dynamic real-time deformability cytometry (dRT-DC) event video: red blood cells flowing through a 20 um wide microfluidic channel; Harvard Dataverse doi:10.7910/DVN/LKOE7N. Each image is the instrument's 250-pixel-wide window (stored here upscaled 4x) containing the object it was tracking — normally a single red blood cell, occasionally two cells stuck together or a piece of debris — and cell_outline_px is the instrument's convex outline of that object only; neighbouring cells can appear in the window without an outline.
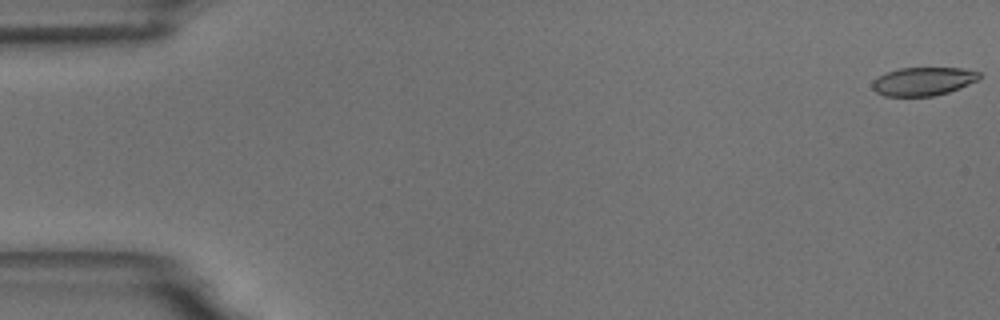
{"species": "common noctule bat (a hibernating species)", "species_latin": "Nyctalus noctula", "temperature_condition": "room temperature", "stored_images_in_passage": 58, "camera_frame_rate_fps": 3000, "um_per_image_px": 0.085, "animal": {"sex": "male", "body_mass_g": 18.8}, "frame": {"image": 1, "passage_image": 1, "time_ms": 0.0, "image_size_px": [1000, 320], "cell_outline_px": [[980, 76], [976, 80], [968, 84], [948, 92], [932, 96], [884, 96], [876, 92], [872, 88], [872, 80], [888, 72], [900, 68], [960, 68], [980, 72]], "centroid_in_image_um": [78.43, 6.92], "position_along_channel_um": 6.6, "area_um2": 17.46}}
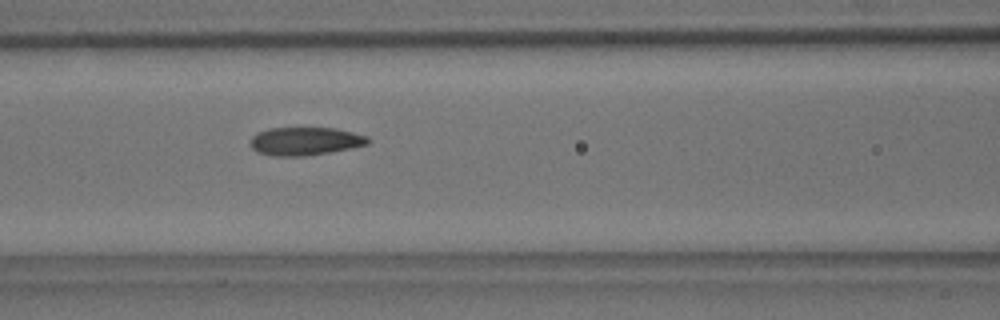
{"frame": {"image": 2, "passage_image": 25, "time_ms": 8.0, "image_size_px": [1000, 320], "cell_outline_px": [[372, 140], [368, 144], [352, 148], [304, 156], [276, 156], [260, 152], [252, 148], [252, 136], [268, 128], [336, 128], [368, 136]], "centroid_in_image_um": [26.0, 11.99], "position_along_channel_um": 140.6, "area_um2": 19.07}}
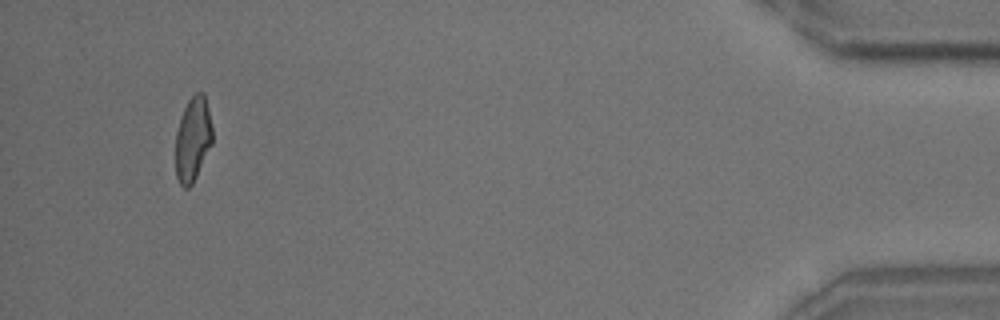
{"frame": {"image": 3, "passage_image": 55, "time_ms": 18.0, "image_size_px": [1000, 320], "cell_outline_px": [[212, 144], [192, 184], [188, 188], [184, 188], [180, 184], [176, 176], [176, 132], [184, 108], [188, 100], [196, 92], [204, 92], [208, 108], [212, 128]], "centroid_in_image_um": [16.39, 11.82], "position_along_channel_um": 418.8, "area_um2": 17.98}, "authors_computed_cell_mechanics": {"area_um2": 19.2474, "velocity_mm_per_s": 3.5111, "shape_relaxation_time_tau1_ms": 7.8867, "shape_relaxation_time_tau2_ms": 2.398, "deformation_change_tau1": 0.1869, "deformation_change_tau2": 0.0853}}